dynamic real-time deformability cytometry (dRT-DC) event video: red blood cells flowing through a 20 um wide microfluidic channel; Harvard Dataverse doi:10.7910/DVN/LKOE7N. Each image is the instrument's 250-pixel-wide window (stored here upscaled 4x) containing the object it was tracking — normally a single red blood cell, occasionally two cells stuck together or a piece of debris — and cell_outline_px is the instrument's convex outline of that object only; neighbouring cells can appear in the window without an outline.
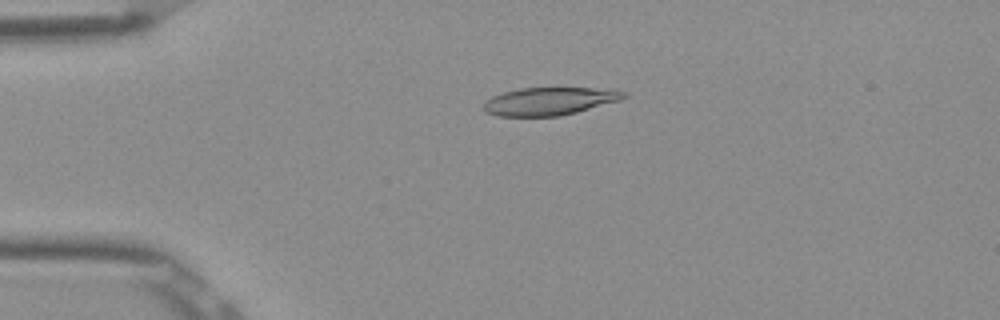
{"species": "Egyptian fruit bat (a non-hibernating species)", "species_latin": "Rousettus aegyptiacus", "temperature_condition": "room temperature", "stored_images_in_passage": 52, "camera_frame_rate_fps": 3000, "um_per_image_px": 0.085, "frame": {"image": 1, "passage_image": 12, "time_ms": 3.667, "image_size_px": [1000, 320], "cell_outline_px": [[628, 96], [620, 100], [576, 112], [560, 116], [496, 116], [484, 112], [480, 108], [492, 96], [504, 92], [520, 88], [616, 88], [628, 92]], "centroid_in_image_um": [46.74, 8.6], "position_along_channel_um": 38.3, "area_um2": 23.0}}
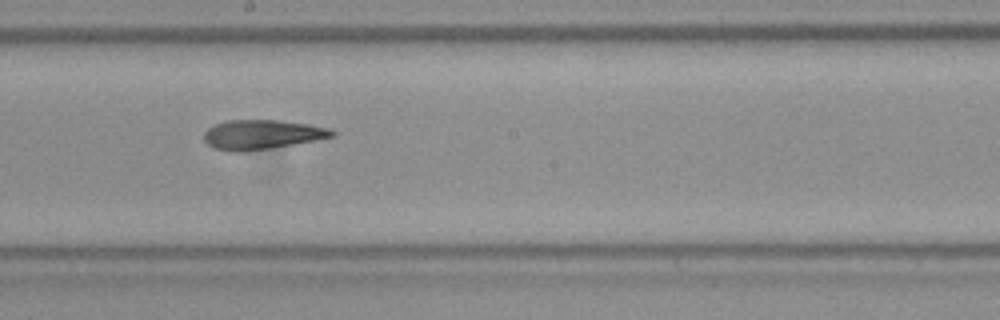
{"frame": {"image": 2, "passage_image": 29, "time_ms": 9.333, "image_size_px": [1000, 320], "cell_outline_px": [[336, 132], [332, 136], [292, 144], [244, 152], [232, 152], [216, 148], [208, 144], [204, 140], [204, 132], [208, 128], [216, 124], [228, 120], [280, 120], [308, 124], [332, 128]], "centroid_in_image_um": [22.24, 11.43], "position_along_channel_um": 226.0, "area_um2": 21.73}}
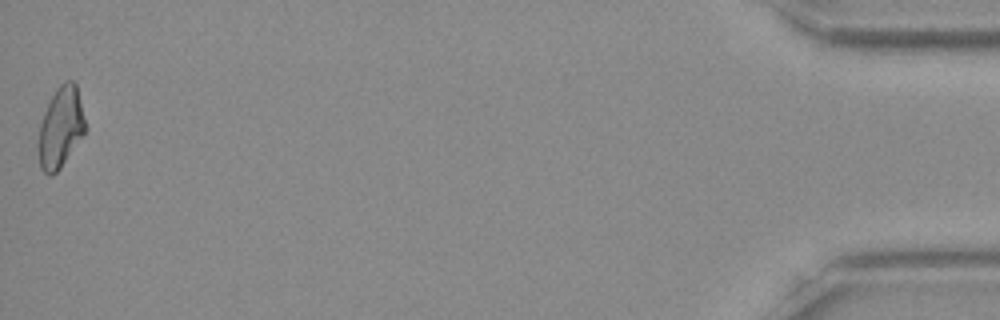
{"frame": {"image": 3, "passage_image": 52, "time_ms": 17.0, "image_size_px": [1000, 320], "cell_outline_px": [[84, 132], [60, 168], [52, 176], [48, 176], [40, 168], [36, 148], [36, 144], [40, 124], [44, 112], [56, 88], [64, 80], [72, 80], [76, 84], [84, 120]], "centroid_in_image_um": [5.09, 10.86], "position_along_channel_um": 430.1, "area_um2": 21.85}, "authors_computed_cell_mechanics": {"area_um2": 22.6576, "velocity_mm_per_s": 3.903, "shape_relaxation_time_tau1_ms": null, "shape_relaxation_time_tau2_ms": 4.2882, "deformation_change_tau1": null, "deformation_change_tau2": 0.1298}}